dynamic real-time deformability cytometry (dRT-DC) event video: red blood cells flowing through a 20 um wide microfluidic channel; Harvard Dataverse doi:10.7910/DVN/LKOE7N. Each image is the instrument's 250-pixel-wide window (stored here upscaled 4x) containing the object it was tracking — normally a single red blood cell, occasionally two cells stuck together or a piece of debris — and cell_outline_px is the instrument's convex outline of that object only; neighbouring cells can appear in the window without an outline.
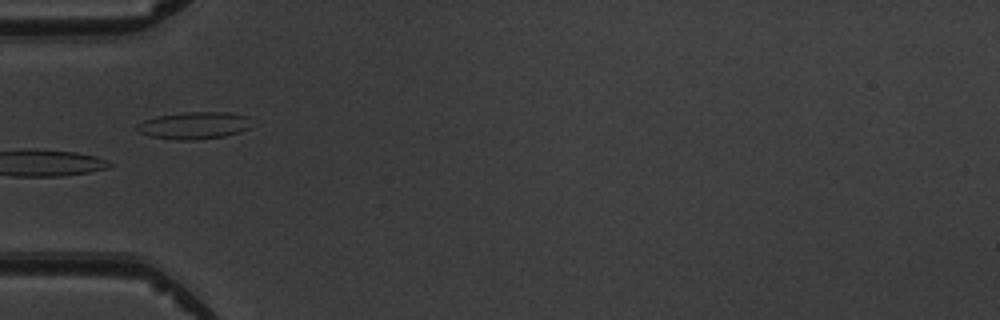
{"species": "common noctule bat (a hibernating species)", "species_latin": "Nyctalus noctula", "temperature_condition": "warm", "stored_images_in_passage": 8, "camera_frame_rate_fps": 3000, "um_per_image_px": 0.085, "animal": {"sex": "male", "body_mass_g": 19.5, "forearm_length_mm": 54.6}, "frame": {"image": 1, "passage_image": 5, "time_ms": 5.333, "image_size_px": [1000, 320], "cell_outline_px": [[252, 128], [240, 132], [224, 136], [196, 140], [176, 140], [148, 136], [136, 132], [136, 124], [144, 120], [156, 116], [184, 112], [228, 112], [248, 116]], "centroid_in_image_um": [16.48, 10.67], "position_along_channel_um": 68.5, "area_um2": 18.5}}
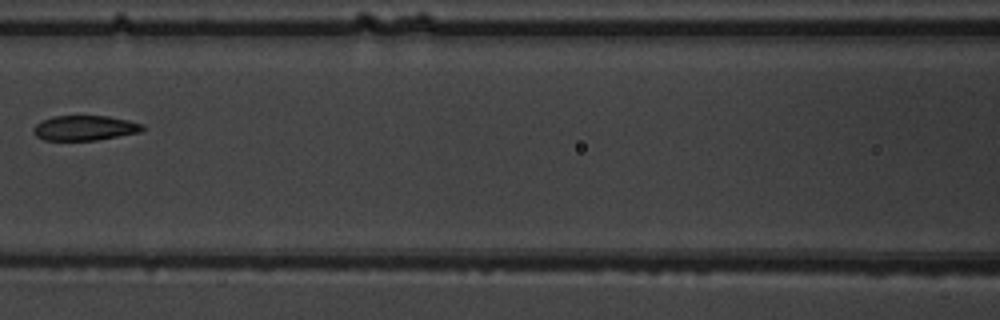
{"frame": {"image": 2, "passage_image": 7, "time_ms": 7.667, "image_size_px": [1000, 320], "cell_outline_px": [[144, 128], [140, 132], [96, 140], [44, 140], [36, 136], [36, 124], [40, 120], [52, 116], [108, 116], [128, 120], [144, 124]], "centroid_in_image_um": [7.22, 10.87], "position_along_channel_um": 159.4, "area_um2": 15.72}}
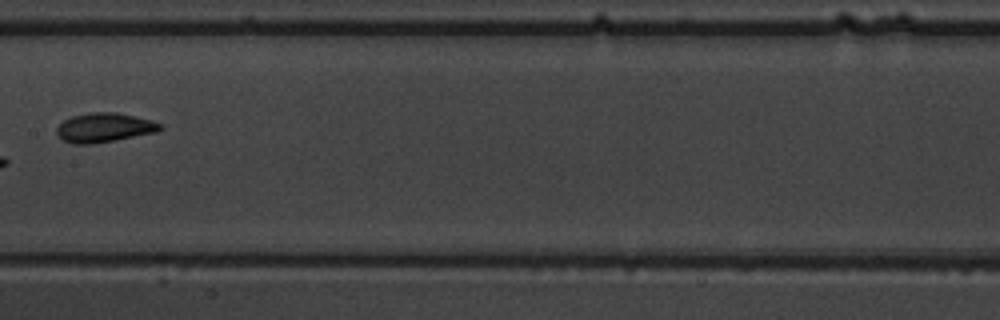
{"frame": {"image": 3, "passage_image": 8, "time_ms": 8.667, "image_size_px": [1000, 320], "cell_outline_px": [[164, 128], [156, 132], [92, 144], [72, 144], [64, 140], [56, 132], [56, 128], [64, 120], [72, 116], [92, 112], [116, 112], [152, 120], [164, 124]], "centroid_in_image_um": [8.89, 10.84], "position_along_channel_um": 198.5, "area_um2": 17.57}}